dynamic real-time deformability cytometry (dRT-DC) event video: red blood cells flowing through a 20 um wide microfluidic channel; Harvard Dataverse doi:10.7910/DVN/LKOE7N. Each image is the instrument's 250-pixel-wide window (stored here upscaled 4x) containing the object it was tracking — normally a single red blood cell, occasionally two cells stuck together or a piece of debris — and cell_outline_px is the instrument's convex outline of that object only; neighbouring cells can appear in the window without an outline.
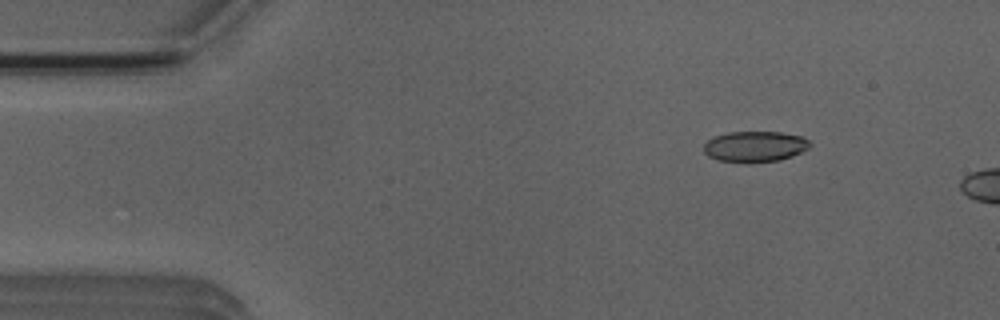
{"species": "Egyptian fruit bat (a non-hibernating species)", "species_latin": "Rousettus aegyptiacus", "temperature_condition": "room temperature", "stored_images_in_passage": 4, "camera_frame_rate_fps": 3000, "um_per_image_px": 0.085, "animal": {"sex": "male"}, "frame": {"image": 1, "passage_image": 2, "time_ms": 1.0, "image_size_px": [1000, 320], "cell_outline_px": [[812, 144], [808, 148], [792, 156], [780, 160], [716, 160], [708, 156], [704, 152], [704, 144], [708, 140], [716, 136], [728, 132], [780, 132], [800, 136], [808, 140]], "centroid_in_image_um": [64.17, 12.42], "position_along_channel_um": 20.8, "area_um2": 18.32}}